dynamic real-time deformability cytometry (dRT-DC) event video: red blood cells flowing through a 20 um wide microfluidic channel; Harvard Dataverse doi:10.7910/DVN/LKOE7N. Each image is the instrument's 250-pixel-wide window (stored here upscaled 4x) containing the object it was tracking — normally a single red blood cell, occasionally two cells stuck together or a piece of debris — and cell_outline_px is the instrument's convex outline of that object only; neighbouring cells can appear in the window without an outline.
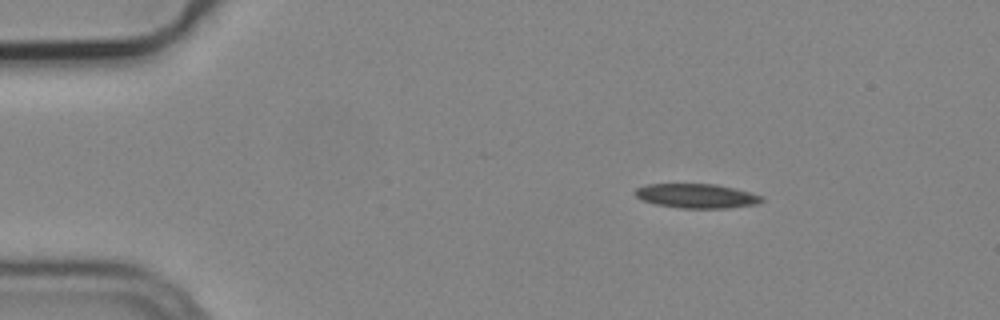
{"species": "common noctule bat (a hibernating species)", "species_latin": "Nyctalus noctula", "temperature_condition": "cold", "stored_images_in_passage": 3, "camera_frame_rate_fps": 3000, "um_per_image_px": 0.085, "animal": {"sex": "male", "body_mass_g": 19.2, "forearm_length_mm": 51.8}, "frame": {"image": 1, "passage_image": 1, "time_ms": 0.0, "image_size_px": [1000, 320], "cell_outline_px": [[764, 200], [760, 204], [728, 208], [680, 208], [656, 204], [640, 200], [636, 196], [636, 188], [648, 184], [716, 184], [764, 196]], "centroid_in_image_um": [59.24, 16.66], "position_along_channel_um": 25.8, "area_um2": 17.98}}